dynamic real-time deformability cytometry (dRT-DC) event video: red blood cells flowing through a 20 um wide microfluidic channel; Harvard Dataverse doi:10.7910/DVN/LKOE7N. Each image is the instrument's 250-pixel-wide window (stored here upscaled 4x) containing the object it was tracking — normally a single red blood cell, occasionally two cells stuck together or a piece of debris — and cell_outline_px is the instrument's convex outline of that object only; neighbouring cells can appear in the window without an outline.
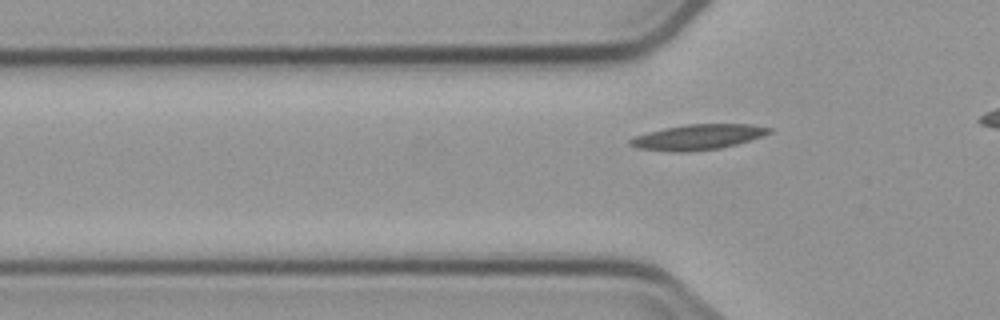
{"species": "common noctule bat (a hibernating species)", "species_latin": "Nyctalus noctula", "temperature_condition": "cold", "stored_images_in_passage": 6, "camera_frame_rate_fps": 3000, "um_per_image_px": 0.085, "animal": {"sex": "male", "body_mass_g": 23.1, "forearm_length_mm": 52.7}, "frame": {"image": 1, "passage_image": 6, "time_ms": 7.0, "image_size_px": [1000, 320], "cell_outline_px": [[772, 132], [736, 144], [720, 148], [688, 152], [672, 152], [636, 148], [628, 144], [628, 140], [636, 136], [648, 132], [664, 128], [684, 124], [752, 124], [772, 128]], "centroid_in_image_um": [59.28, 11.65], "position_along_channel_um": 66.5, "area_um2": 20.52}}